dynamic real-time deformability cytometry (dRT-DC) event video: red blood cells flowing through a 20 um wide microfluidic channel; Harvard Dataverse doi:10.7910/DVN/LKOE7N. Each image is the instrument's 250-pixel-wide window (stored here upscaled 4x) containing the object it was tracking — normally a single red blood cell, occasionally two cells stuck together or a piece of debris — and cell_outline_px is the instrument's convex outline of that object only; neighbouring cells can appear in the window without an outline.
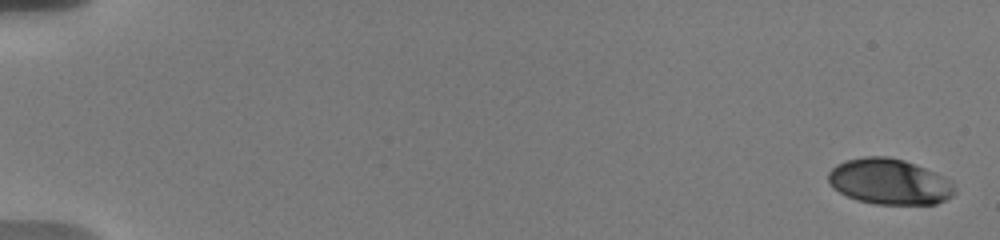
{"species": "human", "species_latin": "Homo sapiens", "temperature_condition": "warm", "stored_images_in_passage": 44, "camera_frame_rate_fps": 3000, "um_per_image_px": 0.085, "donor": {"sex": "male"}, "frame": {"image": 1, "passage_image": 1, "time_ms": 0.0, "image_size_px": [1000, 240], "cell_outline_px": [[956, 192], [952, 196], [936, 204], [876, 204], [856, 200], [832, 188], [828, 184], [828, 172], [836, 164], [844, 160], [864, 156], [888, 156], [904, 160], [944, 176], [952, 180]], "centroid_in_image_um": [75.58, 15.43], "position_along_channel_um": 9.4, "area_um2": 33.93}}
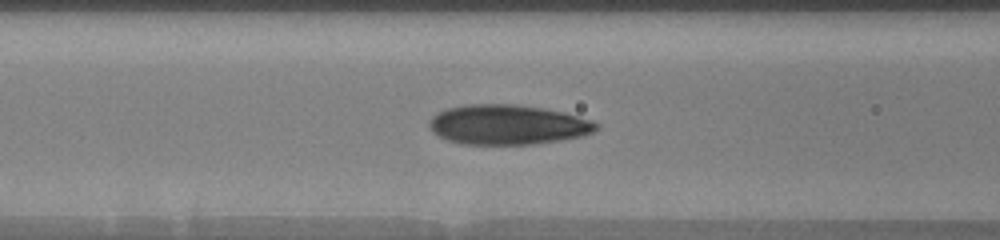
{"frame": {"image": 2, "passage_image": 21, "time_ms": 8.0, "image_size_px": [1000, 240], "cell_outline_px": [[600, 124], [592, 132], [584, 136], [560, 140], [532, 144], [460, 144], [448, 140], [432, 132], [428, 124], [432, 116], [448, 108], [468, 104], [512, 104], [540, 108], [564, 112], [592, 120]], "centroid_in_image_um": [43.16, 10.6], "position_along_channel_um": 123.4, "area_um2": 38.61}}
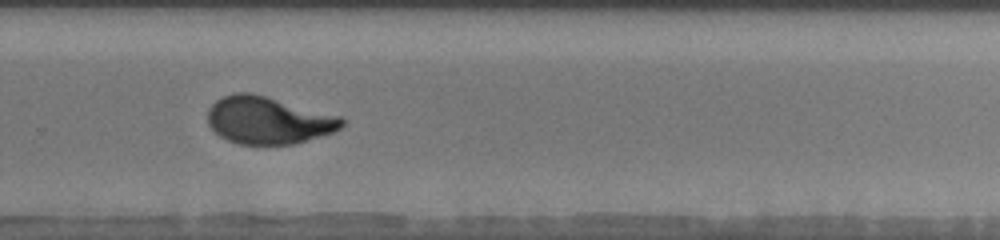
{"frame": {"image": 3, "passage_image": 31, "time_ms": 13.0, "image_size_px": [1000, 240], "cell_outline_px": [[344, 124], [340, 128], [332, 132], [292, 144], [240, 144], [228, 140], [220, 136], [208, 124], [208, 108], [216, 100], [224, 96], [236, 92], [252, 92], [340, 116], [344, 120]], "centroid_in_image_um": [22.77, 10.21], "position_along_channel_um": 307.0, "area_um2": 36.7}, "authors_computed_cell_mechanics": {"area_um2": 36.703, "velocity_mm_per_s": 3.6897, "shape_relaxation_time_tau1_ms": 5.1964, "shape_relaxation_time_tau2_ms": null, "deformation_change_tau1": 0.2005, "deformation_change_tau2": null}}